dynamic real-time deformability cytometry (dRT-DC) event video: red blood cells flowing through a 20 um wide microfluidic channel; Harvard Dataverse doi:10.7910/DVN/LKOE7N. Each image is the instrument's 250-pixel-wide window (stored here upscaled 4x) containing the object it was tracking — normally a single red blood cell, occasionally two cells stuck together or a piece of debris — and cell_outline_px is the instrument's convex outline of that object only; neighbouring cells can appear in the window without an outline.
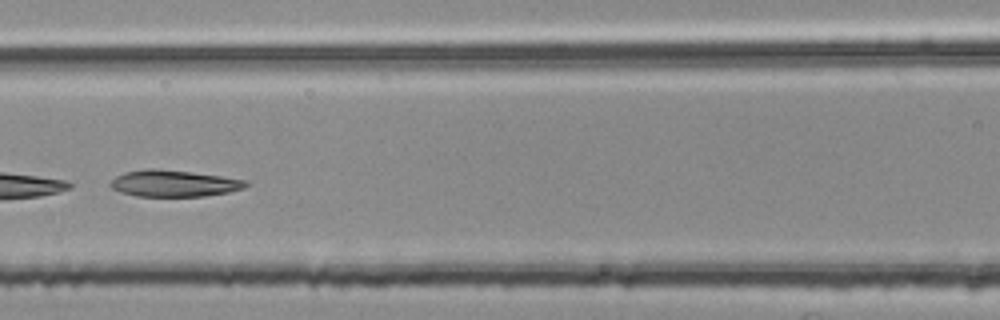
{"species": "common noctule bat (a hibernating species)", "species_latin": "Nyctalus noctula", "temperature_condition": "room temperature", "stored_images_in_passage": 6, "camera_frame_rate_fps": 3000, "um_per_image_px": 0.085, "animal": {"sex": "female", "body_mass_g": 25.1}, "frame": {"image": 1, "passage_image": 5, "time_ms": 1.333, "image_size_px": [1000, 320], "cell_outline_px": [[248, 184], [244, 188], [228, 192], [204, 196], [136, 196], [120, 192], [112, 188], [108, 184], [116, 176], [124, 172], [144, 168], [156, 168], [192, 172], [248, 180]], "centroid_in_image_um": [14.75, 15.58], "position_along_channel_um": 151.8, "area_um2": 21.04}}
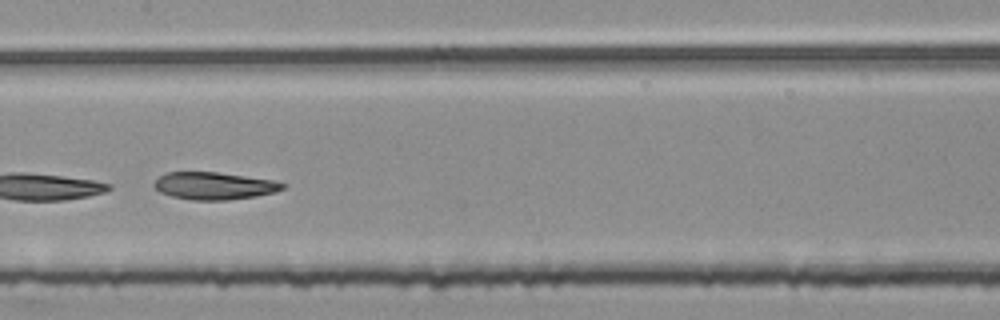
{"frame": {"image": 2, "passage_image": 6, "time_ms": 1.667, "image_size_px": [1000, 320], "cell_outline_px": [[288, 184], [284, 188], [276, 192], [256, 196], [228, 200], [192, 200], [172, 196], [160, 192], [152, 184], [160, 176], [168, 172], [216, 172], [272, 180]], "centroid_in_image_um": [18.22, 15.8], "position_along_channel_um": 189.2, "area_um2": 20.4}}